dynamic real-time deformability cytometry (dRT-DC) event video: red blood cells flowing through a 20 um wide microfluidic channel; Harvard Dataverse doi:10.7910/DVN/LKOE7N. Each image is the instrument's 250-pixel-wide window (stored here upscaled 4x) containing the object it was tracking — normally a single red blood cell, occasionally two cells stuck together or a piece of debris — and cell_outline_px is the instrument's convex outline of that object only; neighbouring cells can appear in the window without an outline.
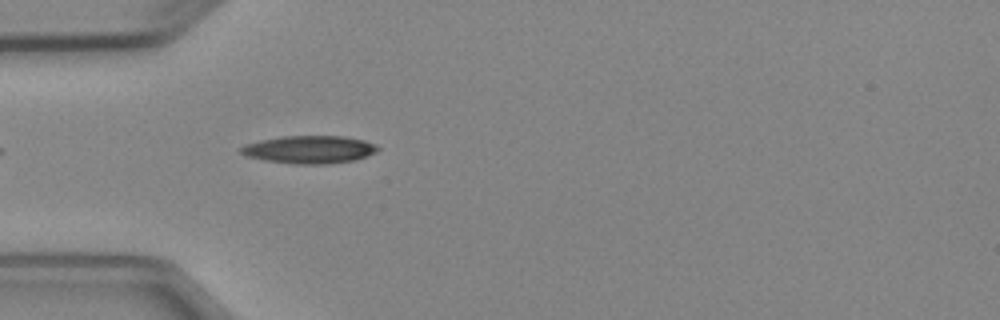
{"species": "Egyptian fruit bat (a non-hibernating species)", "species_latin": "Rousettus aegyptiacus", "temperature_condition": "cold", "stored_images_in_passage": 4, "camera_frame_rate_fps": 3000, "um_per_image_px": 0.085, "animal": {"sex": "female"}, "frame": {"image": 1, "passage_image": 4, "time_ms": 4.333, "image_size_px": [1000, 320], "cell_outline_px": [[380, 148], [376, 152], [356, 160], [328, 164], [292, 164], [264, 160], [248, 156], [240, 152], [240, 148], [244, 144], [260, 140], [284, 136], [344, 136], [364, 140], [376, 144]], "centroid_in_image_um": [26.32, 12.71], "position_along_channel_um": 58.7, "area_um2": 22.25}}